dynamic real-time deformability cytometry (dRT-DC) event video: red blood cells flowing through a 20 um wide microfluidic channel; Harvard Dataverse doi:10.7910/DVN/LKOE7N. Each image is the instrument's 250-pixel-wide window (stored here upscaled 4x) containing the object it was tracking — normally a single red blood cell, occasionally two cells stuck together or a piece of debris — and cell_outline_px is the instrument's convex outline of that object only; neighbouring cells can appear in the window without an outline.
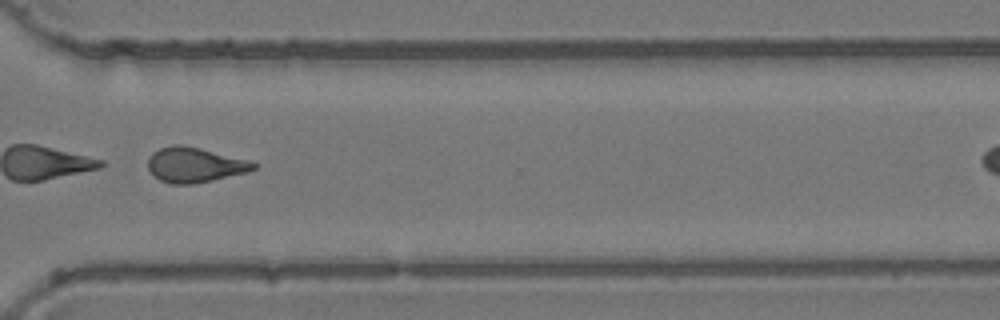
{"species": "common noctule bat (a hibernating species)", "species_latin": "Nyctalus noctula", "temperature_condition": "room temperature", "stored_images_in_passage": 10, "camera_frame_rate_fps": 3000, "um_per_image_px": 0.085, "animal": {"sex": "female", "body_mass_g": 24.6, "forearm_length_mm": 56.2}, "frame": {"image": 1, "passage_image": 9, "time_ms": 10.0, "image_size_px": [1000, 320], "cell_outline_px": [[256, 168], [248, 172], [212, 180], [192, 184], [172, 184], [160, 180], [148, 168], [148, 156], [152, 152], [160, 148], [172, 144], [180, 144], [200, 148], [248, 160], [256, 164]], "centroid_in_image_um": [16.53, 14.0], "position_along_channel_um": 354.1, "area_um2": 21.39}}